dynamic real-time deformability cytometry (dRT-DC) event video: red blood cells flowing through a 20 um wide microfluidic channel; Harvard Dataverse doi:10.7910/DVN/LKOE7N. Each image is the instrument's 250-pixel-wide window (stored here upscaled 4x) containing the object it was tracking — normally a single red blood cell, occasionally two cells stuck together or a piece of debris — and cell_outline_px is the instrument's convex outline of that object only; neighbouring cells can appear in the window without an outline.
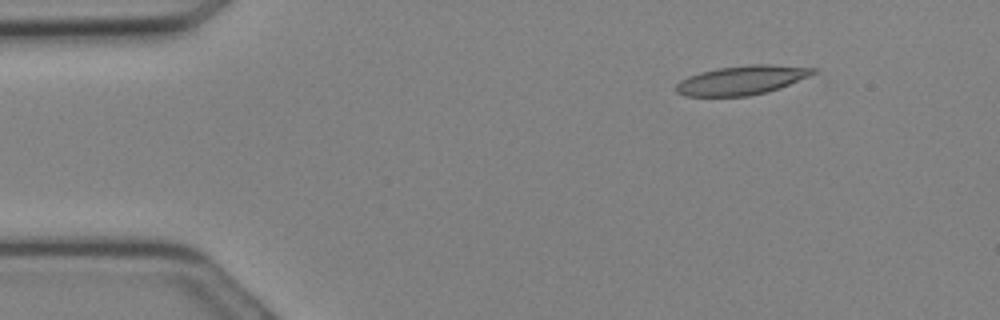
{"species": "Egyptian fruit bat (a non-hibernating species)", "species_latin": "Rousettus aegyptiacus", "temperature_condition": "cold", "stored_images_in_passage": 18, "camera_frame_rate_fps": 3000, "um_per_image_px": 0.085, "animal": {"sex": "female"}, "frame": {"image": 1, "passage_image": 4, "time_ms": 1.0, "image_size_px": [1000, 320], "cell_outline_px": [[820, 72], [780, 88], [768, 92], [748, 96], [684, 96], [676, 92], [676, 84], [680, 80], [688, 76], [700, 72], [716, 68], [752, 64], [768, 64], [820, 68]], "centroid_in_image_um": [63.1, 6.81], "position_along_channel_um": 21.9, "area_um2": 23.58}}
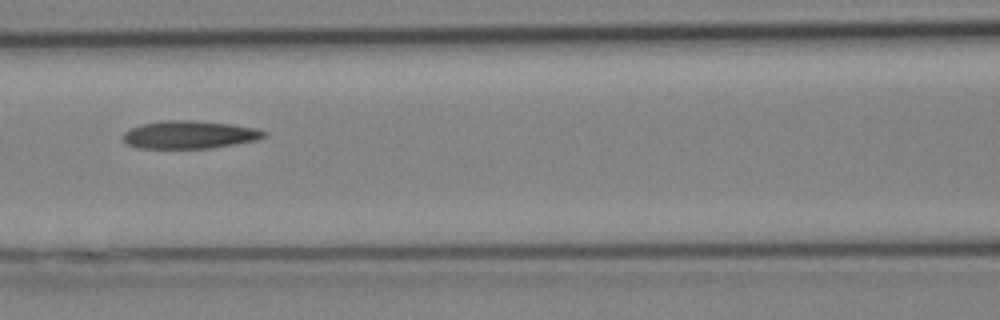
{"frame": {"image": 2, "passage_image": 13, "time_ms": 4.0, "image_size_px": [1000, 320], "cell_outline_px": [[268, 136], [256, 140], [208, 148], [136, 148], [128, 144], [124, 140], [124, 132], [140, 124], [160, 120], [192, 120], [232, 124], [256, 128], [268, 132]], "centroid_in_image_um": [16.12, 11.44], "position_along_channel_um": 150.5, "area_um2": 22.89}}
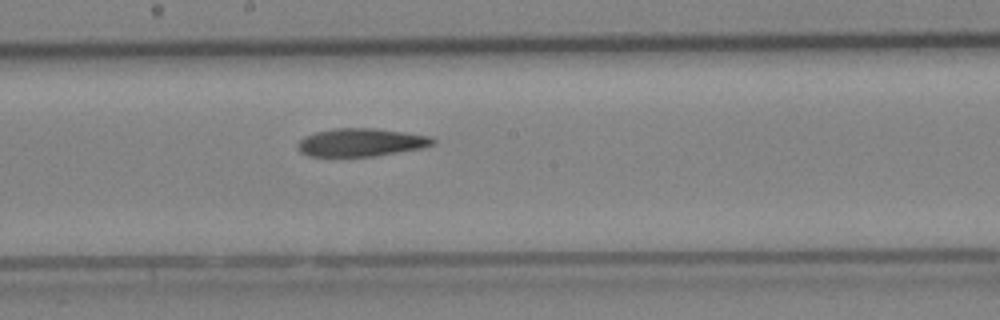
{"frame": {"image": 3, "passage_image": 16, "time_ms": 5.0, "image_size_px": [1000, 320], "cell_outline_px": [[436, 144], [424, 148], [376, 156], [308, 156], [300, 152], [296, 148], [296, 144], [304, 136], [316, 132], [332, 128], [376, 128], [408, 132], [432, 136], [436, 140]], "centroid_in_image_um": [30.73, 12.1], "position_along_channel_um": 217.5, "area_um2": 22.54}}